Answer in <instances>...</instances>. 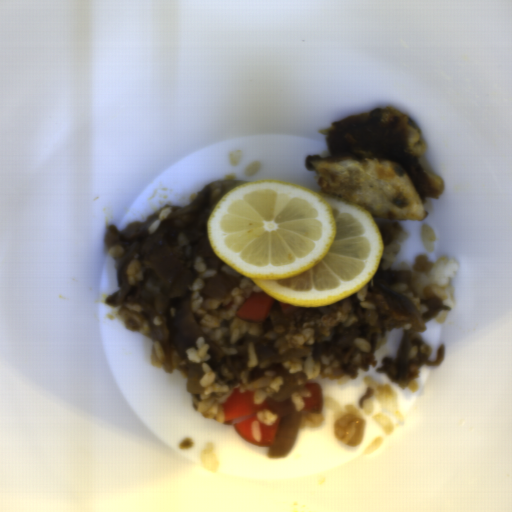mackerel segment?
<instances>
[{
	"label": "mackerel segment",
	"instance_id": "obj_1",
	"mask_svg": "<svg viewBox=\"0 0 512 512\" xmlns=\"http://www.w3.org/2000/svg\"><path fill=\"white\" fill-rule=\"evenodd\" d=\"M319 132L330 154L305 161L319 193L356 204L374 220H424L426 199L444 193L418 126L393 107L335 121Z\"/></svg>",
	"mask_w": 512,
	"mask_h": 512
}]
</instances>
